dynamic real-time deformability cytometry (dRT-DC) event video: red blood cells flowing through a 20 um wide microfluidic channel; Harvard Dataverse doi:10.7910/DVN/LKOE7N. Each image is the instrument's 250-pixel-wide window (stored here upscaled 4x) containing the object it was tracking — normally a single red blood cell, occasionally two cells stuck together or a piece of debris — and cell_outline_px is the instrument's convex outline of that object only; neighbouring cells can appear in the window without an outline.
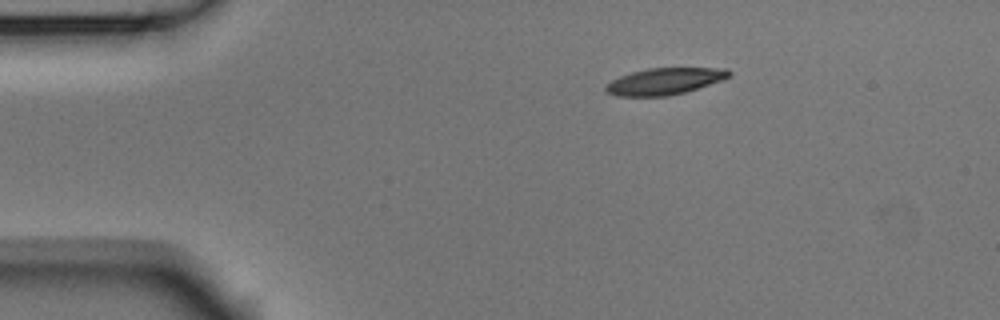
{"species": "Egyptian fruit bat (a non-hibernating species)", "species_latin": "Rousettus aegyptiacus", "temperature_condition": "room temperature", "stored_images_in_passage": 45, "camera_frame_rate_fps": 3000, "um_per_image_px": 0.085, "animal": {"sex": "male"}, "frame": {"image": 1, "passage_image": 1, "time_ms": 0.0, "image_size_px": [1000, 320], "cell_outline_px": [[732, 76], [724, 80], [684, 92], [668, 96], [616, 96], [604, 92], [604, 88], [612, 80], [620, 76], [632, 72], [648, 68], [728, 68], [732, 72]], "centroid_in_image_um": [56.52, 6.91], "position_along_channel_um": 28.5, "area_um2": 19.25}}
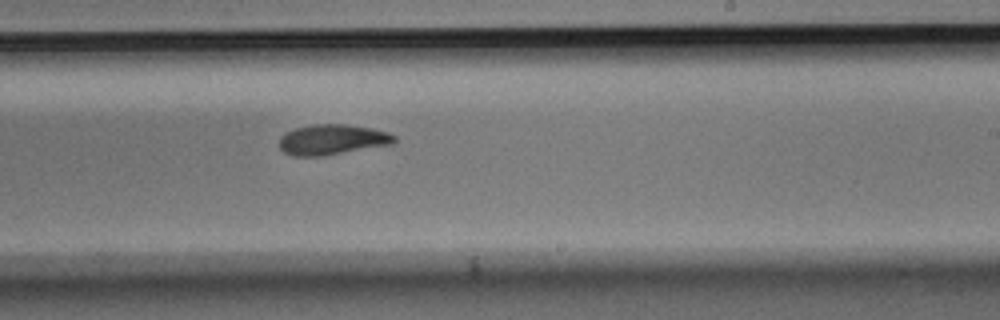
{"frame": {"image": 2, "passage_image": 24, "time_ms": 7.667, "image_size_px": [1000, 320], "cell_outline_px": [[396, 140], [392, 144], [320, 156], [292, 156], [284, 152], [280, 148], [280, 136], [284, 132], [296, 128], [312, 124], [344, 124], [372, 128], [388, 132], [396, 136]], "centroid_in_image_um": [28.22, 11.86], "position_along_channel_um": 260.8, "area_um2": 20.29}}
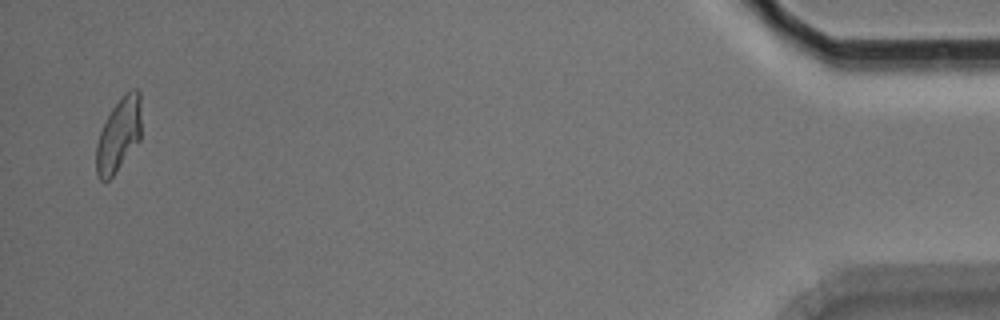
{"frame": {"image": 3, "passage_image": 44, "time_ms": 14.333, "image_size_px": [1000, 320], "cell_outline_px": [[140, 140], [116, 172], [108, 180], [100, 180], [96, 176], [96, 144], [100, 132], [112, 108], [124, 92], [128, 88], [136, 88], [140, 92]], "centroid_in_image_um": [10.09, 11.44], "position_along_channel_um": 425.1, "area_um2": 19.42}, "authors_computed_cell_mechanics": {"area_um2": 20.0566, "velocity_mm_per_s": 3.7561, "shape_relaxation_time_tau1_ms": 7.7297, "shape_relaxation_time_tau2_ms": 7.3851, "deformation_change_tau1": 0.2213, "deformation_change_tau2": 0.1514}}